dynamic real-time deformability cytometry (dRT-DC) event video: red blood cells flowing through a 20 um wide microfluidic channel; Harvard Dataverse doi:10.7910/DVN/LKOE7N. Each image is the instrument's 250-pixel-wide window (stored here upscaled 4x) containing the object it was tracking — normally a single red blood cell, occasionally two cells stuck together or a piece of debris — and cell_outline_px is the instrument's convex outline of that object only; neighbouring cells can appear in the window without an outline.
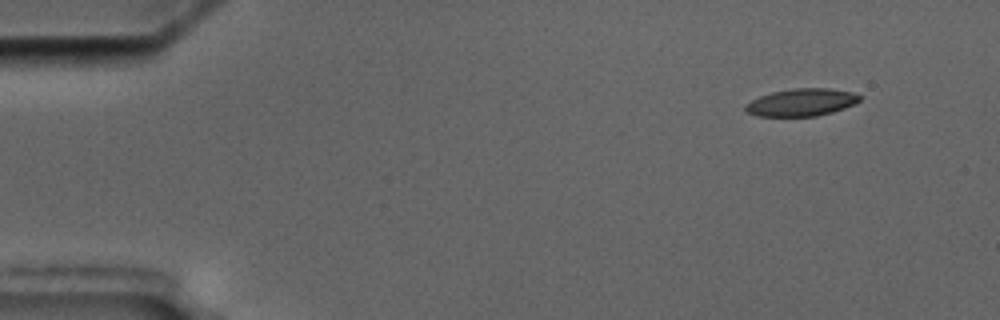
{"species": "common noctule bat (a hibernating species)", "species_latin": "Nyctalus noctula", "temperature_condition": "cold", "stored_images_in_passage": 4, "camera_frame_rate_fps": 3000, "um_per_image_px": 0.085, "animal": {"sex": "male", "body_mass_g": 17.5, "forearm_length_mm": 52.3}, "frame": {"image": 1, "passage_image": 1, "time_ms": 0.0, "image_size_px": [1000, 320], "cell_outline_px": [[860, 100], [844, 108], [832, 112], [816, 116], [756, 116], [748, 112], [744, 108], [744, 104], [760, 96], [772, 92], [792, 88], [828, 88], [852, 92], [860, 96]], "centroid_in_image_um": [68.09, 8.7], "position_along_channel_um": 16.9, "area_um2": 18.15}}
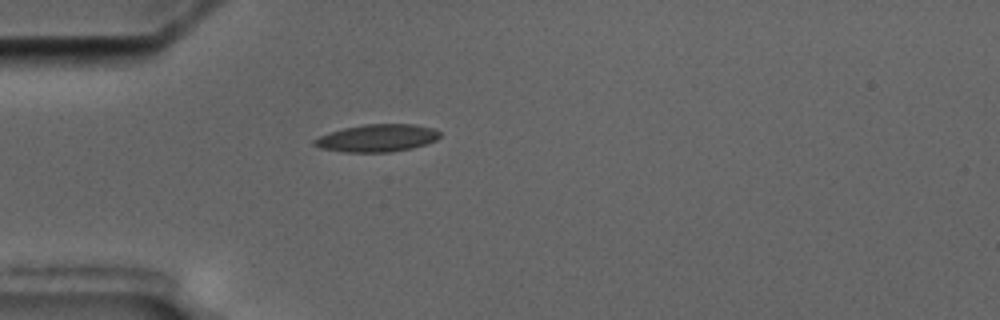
{"frame": {"image": 2, "passage_image": 4, "time_ms": 3.667, "image_size_px": [1000, 320], "cell_outline_px": [[440, 136], [436, 140], [412, 148], [388, 152], [344, 152], [320, 148], [312, 144], [312, 140], [320, 136], [344, 128], [364, 124], [412, 124], [432, 128], [440, 132]], "centroid_in_image_um": [32.04, 11.74], "position_along_channel_um": 53.0, "area_um2": 19.94}}